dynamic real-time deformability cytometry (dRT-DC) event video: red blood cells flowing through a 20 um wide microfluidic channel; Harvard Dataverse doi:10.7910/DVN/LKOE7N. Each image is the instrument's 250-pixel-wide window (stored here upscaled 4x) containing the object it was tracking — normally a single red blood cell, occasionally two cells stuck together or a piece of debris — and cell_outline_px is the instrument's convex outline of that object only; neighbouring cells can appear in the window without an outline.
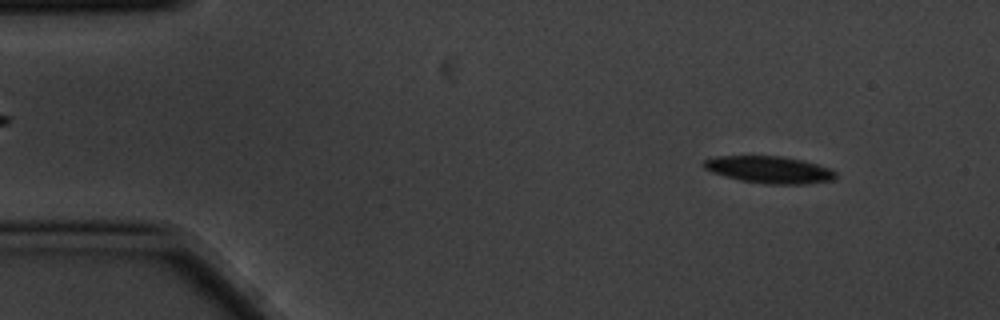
{"species": "common noctule bat (a hibernating species)", "species_latin": "Nyctalus noctula", "temperature_condition": "cold", "stored_images_in_passage": 3, "camera_frame_rate_fps": 3000, "um_per_image_px": 0.085, "animal": {"sex": "male", "body_mass_g": 20.1, "forearm_length_mm": 53.5}, "frame": {"image": 1, "passage_image": 1, "time_ms": 0.0, "image_size_px": [1000, 320], "cell_outline_px": [[836, 176], [832, 180], [804, 184], [768, 184], [740, 180], [712, 172], [704, 168], [700, 164], [704, 160], [716, 156], [780, 156], [804, 160], [832, 168], [836, 172]], "centroid_in_image_um": [65.4, 14.41], "position_along_channel_um": 19.6, "area_um2": 20.87}}